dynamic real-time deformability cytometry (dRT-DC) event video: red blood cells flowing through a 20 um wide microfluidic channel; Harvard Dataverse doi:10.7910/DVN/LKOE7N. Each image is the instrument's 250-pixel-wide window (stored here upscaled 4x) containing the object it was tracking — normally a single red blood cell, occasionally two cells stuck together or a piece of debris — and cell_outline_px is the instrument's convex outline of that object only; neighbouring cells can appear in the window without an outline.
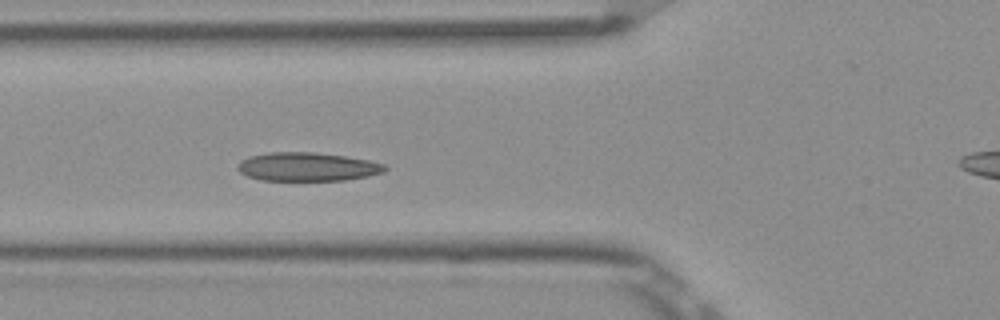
{"species": "Egyptian fruit bat (a non-hibernating species)", "species_latin": "Rousettus aegyptiacus", "temperature_condition": "room temperature", "stored_images_in_passage": 6, "segment_of_instrument_passage": [1, 2], "camera_frame_rate_fps": 3000, "um_per_image_px": 0.085, "frame": {"image": 1, "passage_image": 5, "time_ms": 1.333, "image_size_px": [1000, 320], "cell_outline_px": [[388, 168], [384, 172], [368, 176], [344, 180], [264, 180], [248, 176], [240, 172], [236, 168], [240, 160], [248, 156], [268, 152], [316, 152], [344, 156], [368, 160], [384, 164]], "centroid_in_image_um": [26.11, 14.17], "position_along_channel_um": 99.7, "area_um2": 24.57}}